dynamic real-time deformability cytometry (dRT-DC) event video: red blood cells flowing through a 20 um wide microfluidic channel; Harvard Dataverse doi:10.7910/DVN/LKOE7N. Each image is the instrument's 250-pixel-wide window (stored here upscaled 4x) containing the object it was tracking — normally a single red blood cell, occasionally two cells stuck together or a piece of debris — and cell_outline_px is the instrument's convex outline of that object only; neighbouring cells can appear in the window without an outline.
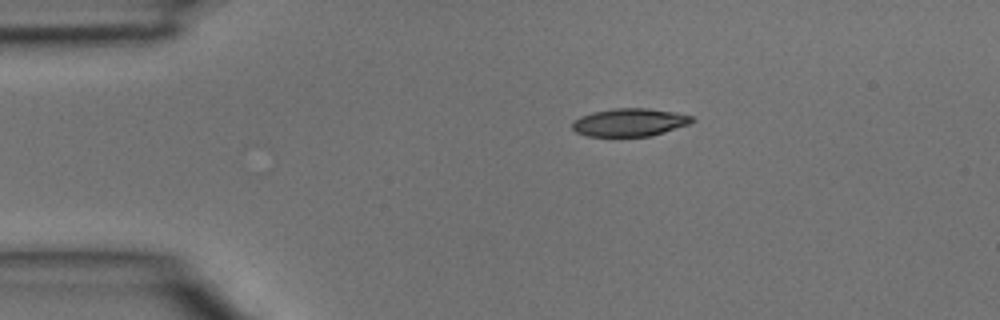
{"species": "common noctule bat (a hibernating species)", "species_latin": "Nyctalus noctula", "temperature_condition": "room temperature", "stored_images_in_passage": 5, "camera_frame_rate_fps": 3000, "um_per_image_px": 0.085, "animal": {"sex": "male", "body_mass_g": 15.6}, "frame": {"image": 1, "passage_image": 5, "time_ms": 1.333, "image_size_px": [1000, 320], "cell_outline_px": [[696, 120], [688, 124], [652, 136], [588, 136], [576, 132], [572, 128], [572, 120], [580, 116], [592, 112], [616, 108], [648, 108], [676, 112], [692, 116]], "centroid_in_image_um": [53.51, 10.39], "position_along_channel_um": 31.5, "area_um2": 19.54}}